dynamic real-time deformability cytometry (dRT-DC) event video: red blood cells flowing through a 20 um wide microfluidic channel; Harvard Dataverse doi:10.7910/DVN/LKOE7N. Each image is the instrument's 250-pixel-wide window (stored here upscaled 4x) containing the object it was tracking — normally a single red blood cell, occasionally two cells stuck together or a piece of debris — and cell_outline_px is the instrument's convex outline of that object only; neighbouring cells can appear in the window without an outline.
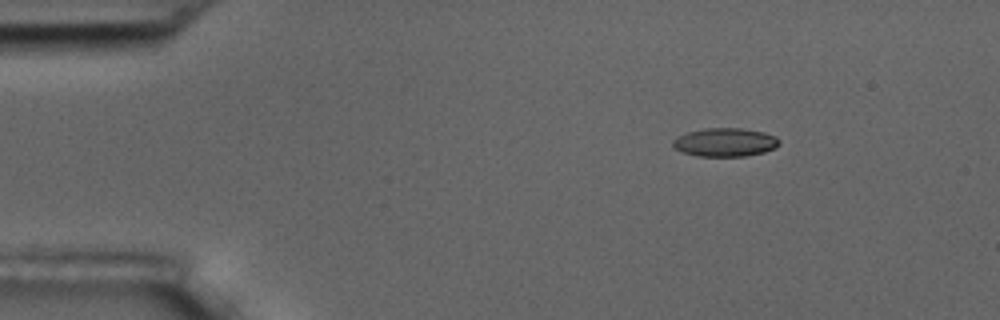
{"species": "common noctule bat (a hibernating species)", "species_latin": "Nyctalus noctula", "temperature_condition": "room temperature", "stored_images_in_passage": 5, "camera_frame_rate_fps": 3000, "um_per_image_px": 0.085, "animal": {"sex": "male", "body_mass_g": 17.5, "forearm_length_mm": 52.3}, "frame": {"image": 1, "passage_image": 1, "time_ms": 0.0, "image_size_px": [1000, 320], "cell_outline_px": [[780, 144], [776, 148], [764, 152], [744, 156], [696, 156], [684, 152], [676, 148], [672, 144], [672, 140], [676, 136], [688, 132], [704, 128], [740, 128], [764, 132], [776, 136], [780, 140]], "centroid_in_image_um": [61.65, 12.09], "position_along_channel_um": 23.3, "area_um2": 17.74}}
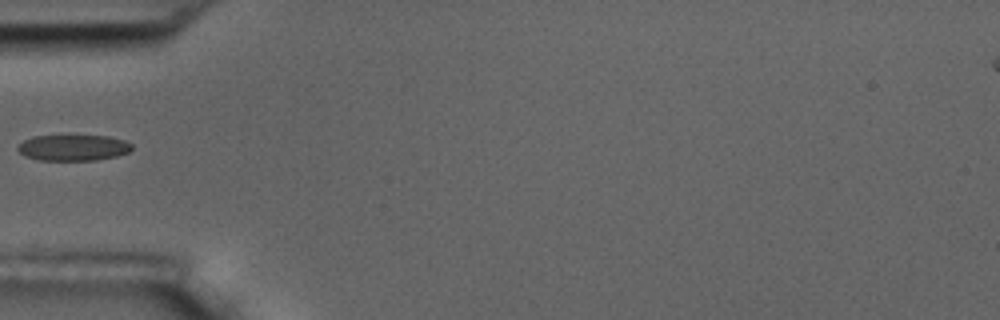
{"frame": {"image": 2, "passage_image": 4, "time_ms": 3.667, "image_size_px": [1000, 320], "cell_outline_px": [[132, 148], [128, 152], [116, 156], [96, 160], [40, 160], [24, 156], [16, 148], [24, 140], [32, 136], [68, 132], [108, 136], [124, 140], [132, 144]], "centroid_in_image_um": [6.2, 12.49], "position_along_channel_um": 78.8, "area_um2": 18.26}}